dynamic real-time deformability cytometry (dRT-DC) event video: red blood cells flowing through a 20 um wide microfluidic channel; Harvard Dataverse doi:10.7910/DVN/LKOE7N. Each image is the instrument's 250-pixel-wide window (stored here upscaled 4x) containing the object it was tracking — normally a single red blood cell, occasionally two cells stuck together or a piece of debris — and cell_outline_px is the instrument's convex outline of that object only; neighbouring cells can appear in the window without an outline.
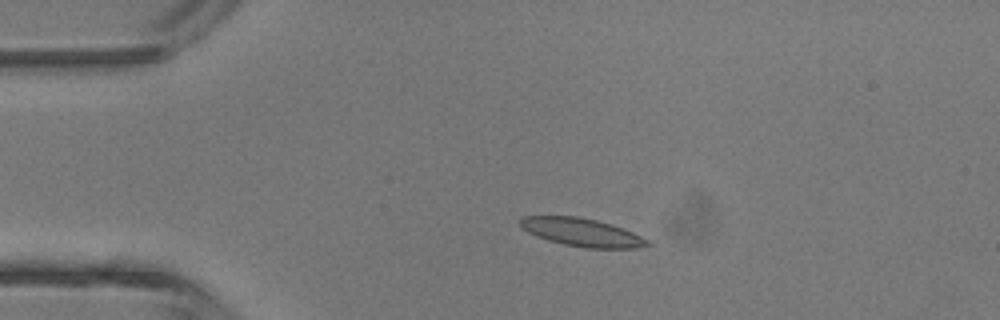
{"species": "common noctule bat (a hibernating species)", "species_latin": "Nyctalus noctula", "temperature_condition": "room temperature", "stored_images_in_passage": 3, "camera_frame_rate_fps": 3000, "um_per_image_px": 0.085, "animal": {"sex": "male", "body_mass_g": 13.3}, "frame": {"image": 1, "passage_image": 2, "time_ms": 1.333, "image_size_px": [1000, 320], "cell_outline_px": [[652, 244], [636, 248], [584, 248], [564, 244], [548, 240], [536, 236], [520, 228], [516, 220], [520, 216], [580, 216], [612, 224], [632, 232], [648, 240]], "centroid_in_image_um": [49.38, 19.73], "position_along_channel_um": 35.6, "area_um2": 21.04}}